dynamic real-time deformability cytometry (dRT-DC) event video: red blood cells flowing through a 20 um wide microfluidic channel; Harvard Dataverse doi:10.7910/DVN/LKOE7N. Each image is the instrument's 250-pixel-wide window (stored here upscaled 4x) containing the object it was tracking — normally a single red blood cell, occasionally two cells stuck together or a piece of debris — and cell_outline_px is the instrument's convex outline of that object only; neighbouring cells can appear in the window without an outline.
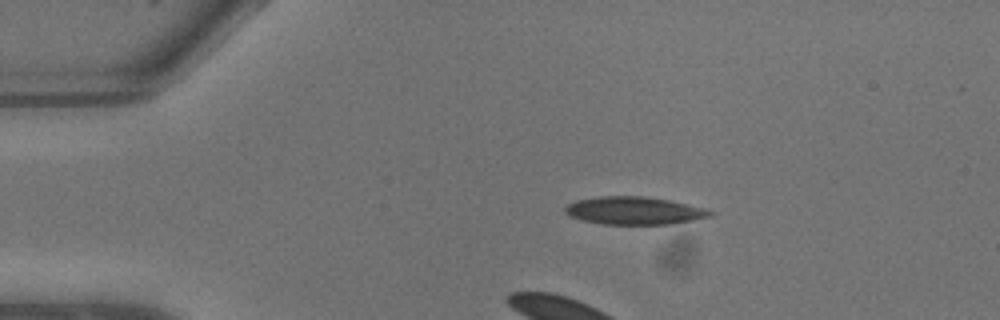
{"species": "common noctule bat (a hibernating species)", "species_latin": "Nyctalus noctula", "temperature_condition": "warm", "stored_images_in_passage": 7, "camera_frame_rate_fps": 3000, "um_per_image_px": 0.085, "animal": {"sex": "male", "body_mass_g": 13.3}, "frame": {"image": 1, "passage_image": 3, "time_ms": 0.667, "image_size_px": [1000, 320], "cell_outline_px": [[716, 212], [712, 216], [692, 220], [668, 224], [600, 224], [568, 216], [564, 212], [564, 208], [568, 204], [576, 200], [600, 196], [644, 196], [668, 200], [704, 208]], "centroid_in_image_um": [53.88, 17.9], "position_along_channel_um": 31.1, "area_um2": 23.41}}
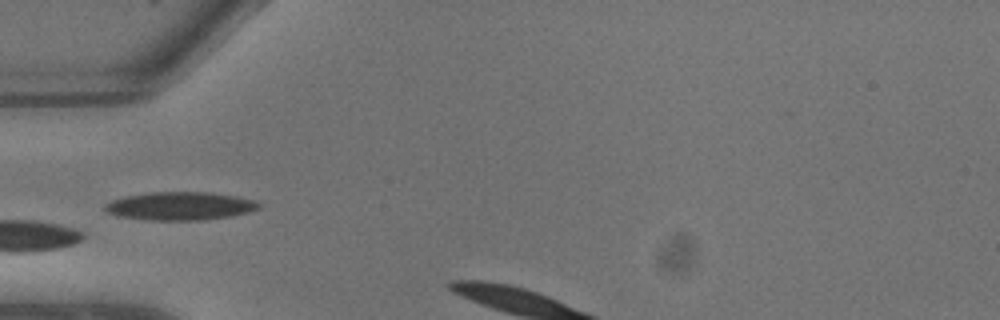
{"frame": {"image": 2, "passage_image": 6, "time_ms": 1.667, "image_size_px": [1000, 320], "cell_outline_px": [[260, 208], [248, 212], [228, 216], [204, 220], [148, 220], [116, 216], [108, 212], [104, 208], [104, 204], [112, 200], [124, 196], [152, 192], [208, 192], [236, 196], [256, 200], [260, 204]], "centroid_in_image_um": [15.29, 17.51], "position_along_channel_um": 69.7, "area_um2": 25.32}}